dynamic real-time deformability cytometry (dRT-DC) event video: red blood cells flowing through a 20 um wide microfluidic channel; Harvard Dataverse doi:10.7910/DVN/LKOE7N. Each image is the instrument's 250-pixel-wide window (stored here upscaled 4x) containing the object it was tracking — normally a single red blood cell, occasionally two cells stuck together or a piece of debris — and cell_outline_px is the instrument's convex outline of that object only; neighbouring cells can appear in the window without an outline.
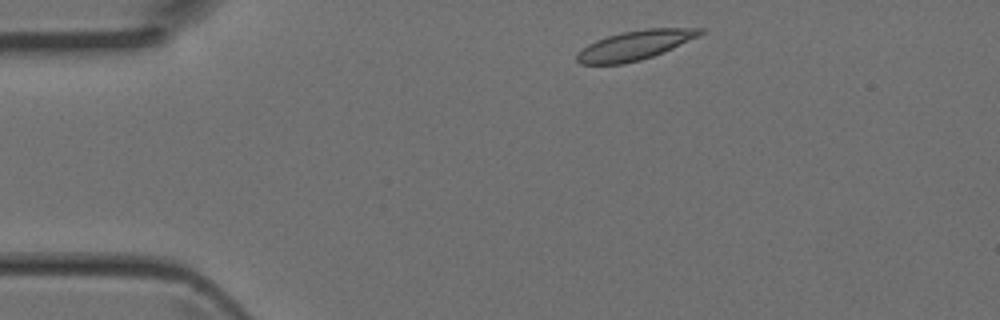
{"species": "Egyptian fruit bat (a non-hibernating species)", "species_latin": "Rousettus aegyptiacus", "temperature_condition": "room temperature", "stored_images_in_passage": 2, "camera_frame_rate_fps": 3000, "um_per_image_px": 0.085, "animal": {"sex": "female"}, "frame": {"image": 1, "passage_image": 1, "time_ms": 0.0, "image_size_px": [1000, 320], "cell_outline_px": [[704, 32], [700, 36], [664, 52], [640, 60], [624, 64], [580, 64], [576, 60], [576, 56], [588, 44], [596, 40], [620, 32], [644, 28], [704, 28]], "centroid_in_image_um": [54.01, 3.83], "position_along_channel_um": 31.0, "area_um2": 21.1}}